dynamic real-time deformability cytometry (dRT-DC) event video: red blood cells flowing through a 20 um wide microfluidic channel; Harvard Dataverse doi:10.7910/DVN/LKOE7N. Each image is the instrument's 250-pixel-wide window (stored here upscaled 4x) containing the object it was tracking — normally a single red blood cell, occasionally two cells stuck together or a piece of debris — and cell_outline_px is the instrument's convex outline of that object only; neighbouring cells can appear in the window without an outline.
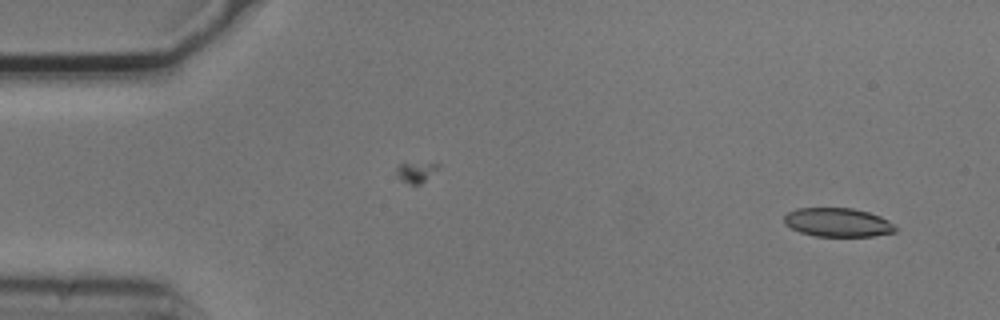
{"species": "common noctule bat (a hibernating species)", "species_latin": "Nyctalus noctula", "temperature_condition": "cold", "stored_images_in_passage": 5, "camera_frame_rate_fps": 3000, "um_per_image_px": 0.085, "animal": {"sex": "male", "body_mass_g": 20.5, "forearm_length_mm": 52.5}, "frame": {"image": 1, "passage_image": 1, "time_ms": 0.0, "image_size_px": [1000, 320], "cell_outline_px": [[900, 228], [896, 232], [872, 236], [816, 236], [800, 232], [784, 224], [784, 216], [788, 212], [796, 208], [852, 208], [868, 212], [880, 216], [888, 220]], "centroid_in_image_um": [71.24, 18.9], "position_along_channel_um": 13.8, "area_um2": 18.79}}
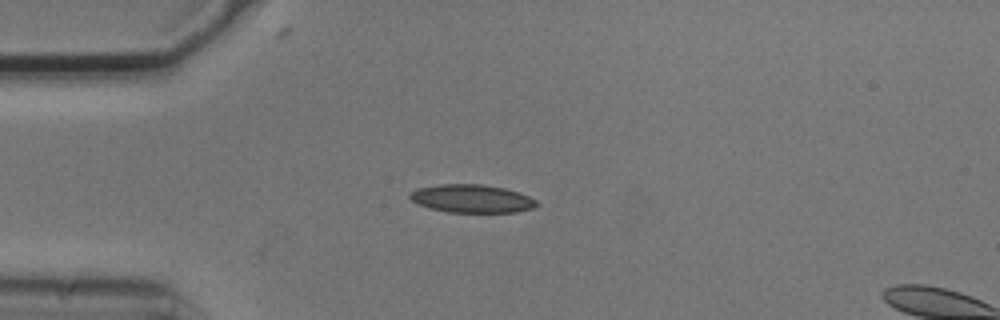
{"frame": {"image": 2, "passage_image": 4, "time_ms": 1.0, "image_size_px": [1000, 320], "cell_outline_px": [[540, 204], [532, 208], [516, 212], [448, 212], [428, 208], [412, 200], [408, 196], [416, 188], [440, 184], [484, 184], [504, 188], [520, 192], [536, 200]], "centroid_in_image_um": [40.12, 16.88], "position_along_channel_um": 44.9, "area_um2": 20.81}}